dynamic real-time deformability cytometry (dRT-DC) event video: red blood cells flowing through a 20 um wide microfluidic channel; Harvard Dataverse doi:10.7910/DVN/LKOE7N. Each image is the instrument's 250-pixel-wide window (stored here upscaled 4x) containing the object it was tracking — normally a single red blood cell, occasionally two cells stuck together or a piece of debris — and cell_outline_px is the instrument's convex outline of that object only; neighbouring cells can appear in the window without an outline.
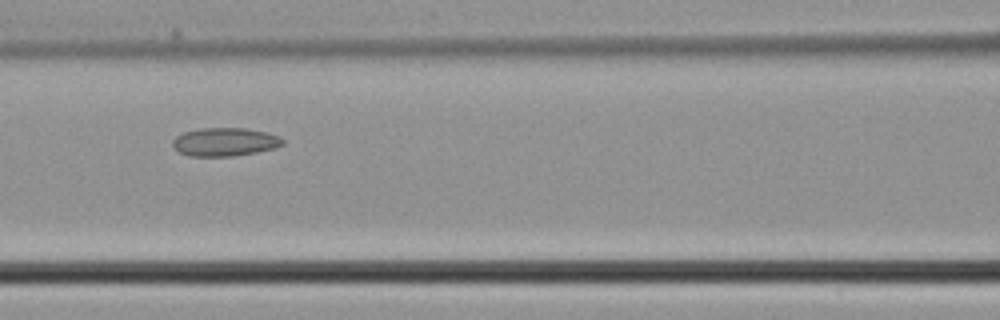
{"species": "common noctule bat (a hibernating species)", "species_latin": "Nyctalus noctula", "temperature_condition": "cold", "stored_images_in_passage": 7, "camera_frame_rate_fps": 3000, "um_per_image_px": 0.085, "animal": {"sex": "male", "body_mass_g": 21.5, "forearm_length_mm": 52.0}, "frame": {"image": 1, "passage_image": 7, "time_ms": 2.0, "image_size_px": [1000, 320], "cell_outline_px": [[284, 144], [276, 148], [256, 152], [232, 156], [188, 156], [180, 152], [172, 144], [172, 140], [176, 136], [184, 132], [200, 128], [244, 128], [264, 132], [280, 136], [284, 140]], "centroid_in_image_um": [19.12, 12.06], "position_along_channel_um": 147.5, "area_um2": 18.15}}